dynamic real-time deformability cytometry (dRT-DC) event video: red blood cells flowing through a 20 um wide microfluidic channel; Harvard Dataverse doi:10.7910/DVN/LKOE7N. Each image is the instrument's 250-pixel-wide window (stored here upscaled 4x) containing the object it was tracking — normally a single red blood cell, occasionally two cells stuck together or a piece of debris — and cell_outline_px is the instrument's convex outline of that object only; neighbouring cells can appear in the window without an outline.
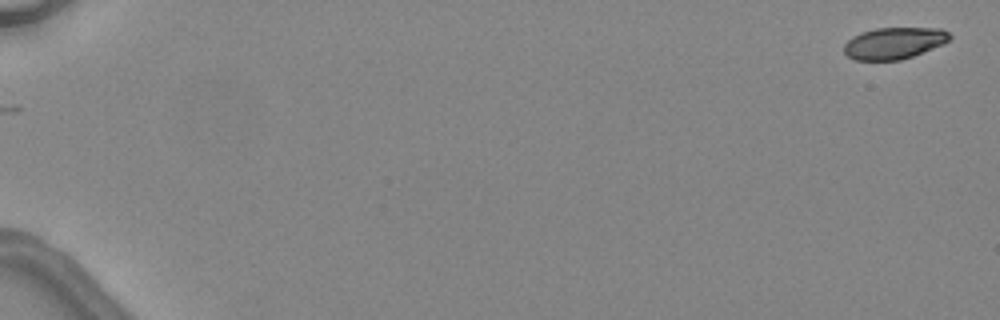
{"species": "common noctule bat (a hibernating species)", "species_latin": "Nyctalus noctula", "temperature_condition": "warm", "stored_images_in_passage": 2, "camera_frame_rate_fps": 3000, "um_per_image_px": 0.085, "animal": {"sex": "female", "body_mass_g": 24.6, "forearm_length_mm": 56.2}, "frame": {"image": 1, "passage_image": 2, "time_ms": 1.0, "image_size_px": [1000, 320], "cell_outline_px": [[952, 36], [944, 44], [912, 56], [900, 60], [856, 60], [848, 56], [844, 52], [844, 44], [852, 36], [860, 32], [876, 28], [940, 28], [948, 32]], "centroid_in_image_um": [75.98, 3.66], "position_along_channel_um": 9.0, "area_um2": 19.48}}